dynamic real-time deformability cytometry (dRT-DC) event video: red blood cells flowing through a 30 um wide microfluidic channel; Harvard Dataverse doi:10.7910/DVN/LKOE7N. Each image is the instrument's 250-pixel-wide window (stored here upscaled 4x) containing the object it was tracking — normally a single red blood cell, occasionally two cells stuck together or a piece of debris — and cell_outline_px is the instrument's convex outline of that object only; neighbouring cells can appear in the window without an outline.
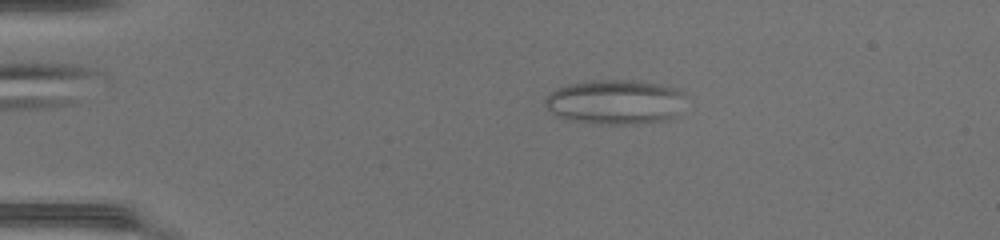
{"species": "common noctule bat (a hibernating species)", "species_latin": "Nyctalus noctula", "temperature_condition": "warm", "stored_images_in_passage": 43, "camera_frame_rate_fps": 3000, "um_per_image_px": 0.085, "animal": {"sex": "female", "body_mass_g": 17.0, "forearm_length_mm": 48.0}, "frame": {"image": 1, "passage_image": 5, "time_ms": 1.333, "image_size_px": [1000, 240], "cell_outline_px": [[684, 96], [672, 116], [668, 120], [636, 124], [604, 124], [556, 116], [544, 104], [544, 100], [556, 88], [568, 84], [588, 80], [632, 80], [660, 84], [680, 88], [684, 92]], "centroid_in_image_um": [52.28, 8.64], "position_along_channel_um": 32.7, "area_um2": 36.13}}
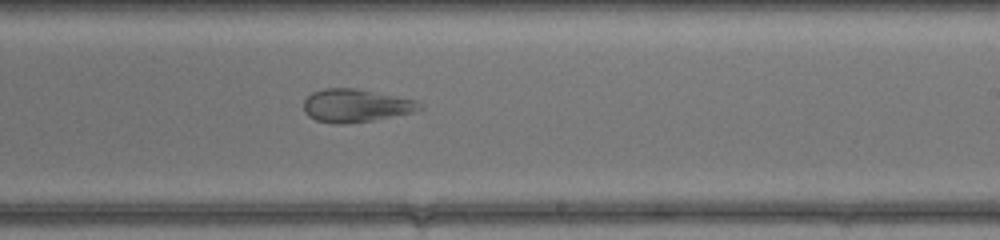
{"frame": {"image": 2, "passage_image": 25, "time_ms": 8.0, "image_size_px": [1000, 240], "cell_outline_px": [[424, 108], [416, 112], [372, 120], [344, 124], [336, 124], [316, 120], [308, 116], [304, 112], [304, 100], [312, 92], [324, 88], [352, 88], [416, 100]], "centroid_in_image_um": [30.23, 8.98], "position_along_channel_um": 258.8, "area_um2": 22.2}}
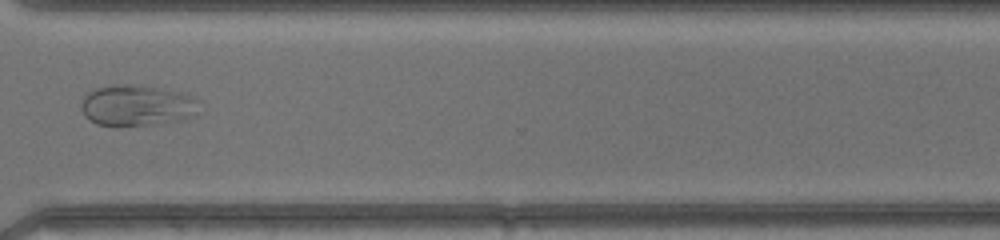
{"frame": {"image": 3, "passage_image": 32, "time_ms": 10.333, "image_size_px": [1000, 240], "cell_outline_px": [[204, 112], [172, 120], [148, 124], [116, 128], [96, 124], [88, 120], [84, 116], [80, 108], [80, 104], [84, 96], [88, 92], [96, 88], [116, 84], [132, 84], [180, 92], [196, 96], [200, 100]], "centroid_in_image_um": [11.63, 8.97], "position_along_channel_um": 359.0, "area_um2": 28.78}}